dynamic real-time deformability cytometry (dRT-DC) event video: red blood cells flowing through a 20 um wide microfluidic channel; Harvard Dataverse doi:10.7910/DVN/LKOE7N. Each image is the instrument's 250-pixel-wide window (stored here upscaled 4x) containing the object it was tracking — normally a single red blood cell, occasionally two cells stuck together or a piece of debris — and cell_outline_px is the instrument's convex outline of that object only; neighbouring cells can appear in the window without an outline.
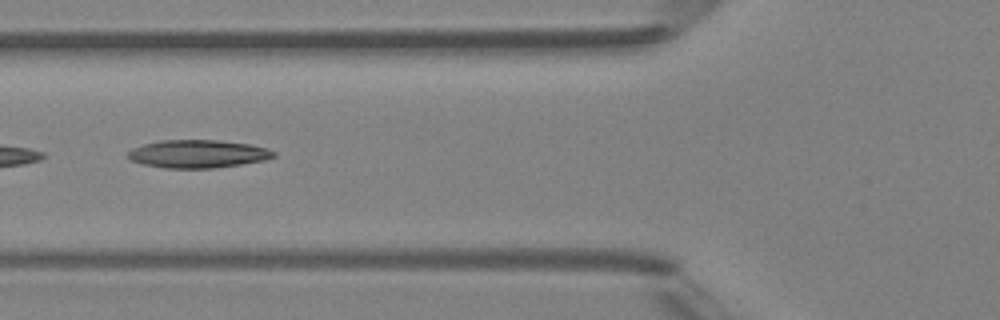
{"species": "Egyptian fruit bat (a non-hibernating species)", "species_latin": "Rousettus aegyptiacus", "temperature_condition": "room temperature", "stored_images_in_passage": 4, "camera_frame_rate_fps": 3000, "um_per_image_px": 0.085, "animal": {"sex": "female"}, "frame": {"image": 1, "passage_image": 4, "time_ms": 3.333, "image_size_px": [1000, 320], "cell_outline_px": [[276, 156], [264, 160], [240, 164], [212, 168], [164, 168], [144, 164], [132, 160], [128, 156], [128, 152], [132, 148], [144, 144], [160, 140], [216, 140], [248, 144], [264, 148], [276, 152]], "centroid_in_image_um": [16.8, 13.08], "position_along_channel_um": 109.0, "area_um2": 23.47}}